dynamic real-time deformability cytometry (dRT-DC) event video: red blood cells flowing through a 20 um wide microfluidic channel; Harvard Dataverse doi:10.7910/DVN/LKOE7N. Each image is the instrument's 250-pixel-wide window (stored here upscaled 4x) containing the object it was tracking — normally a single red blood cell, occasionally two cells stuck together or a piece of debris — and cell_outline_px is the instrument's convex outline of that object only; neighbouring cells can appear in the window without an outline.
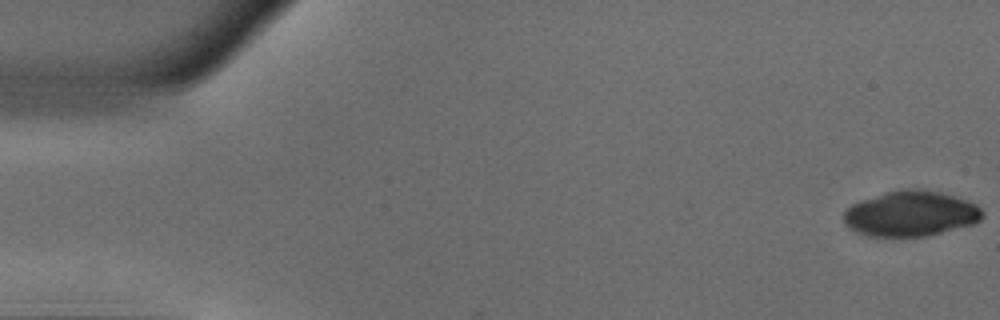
{"species": "common noctule bat (a hibernating species)", "species_latin": "Nyctalus noctula", "temperature_condition": "warm", "stored_images_in_passage": 51, "camera_frame_rate_fps": 3000, "um_per_image_px": 0.085, "animal": {"sex": "male", "body_mass_g": 18.8}, "frame": {"image": 1, "passage_image": 1, "time_ms": 0.0, "image_size_px": [1000, 320], "cell_outline_px": [[984, 216], [976, 224], [928, 236], [868, 236], [856, 232], [848, 228], [844, 224], [844, 212], [852, 204], [860, 200], [884, 192], [904, 188], [916, 188], [940, 192], [968, 200], [976, 204], [984, 212]], "centroid_in_image_um": [77.43, 18.16], "position_along_channel_um": 7.6, "area_um2": 37.17}}
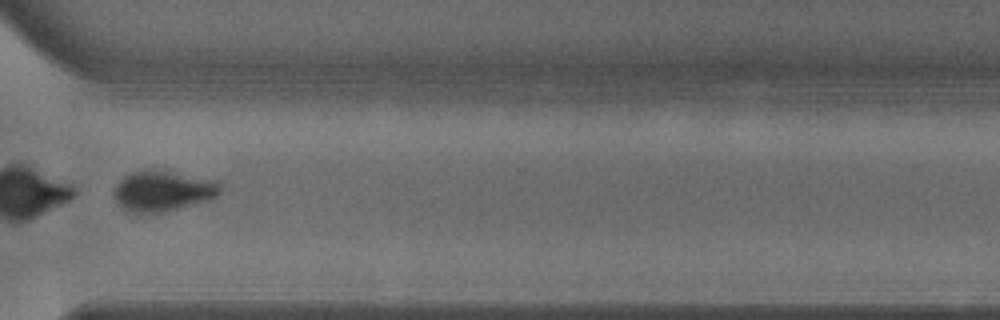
{"frame": {"image": 2, "passage_image": 39, "time_ms": 12.667, "image_size_px": [1000, 320], "cell_outline_px": [[220, 192], [212, 200], [168, 212], [152, 216], [144, 216], [124, 212], [116, 200], [116, 184], [124, 176], [132, 172], [152, 168], [220, 180]], "centroid_in_image_um": [13.86, 16.28], "position_along_channel_um": 356.7, "area_um2": 26.36}}